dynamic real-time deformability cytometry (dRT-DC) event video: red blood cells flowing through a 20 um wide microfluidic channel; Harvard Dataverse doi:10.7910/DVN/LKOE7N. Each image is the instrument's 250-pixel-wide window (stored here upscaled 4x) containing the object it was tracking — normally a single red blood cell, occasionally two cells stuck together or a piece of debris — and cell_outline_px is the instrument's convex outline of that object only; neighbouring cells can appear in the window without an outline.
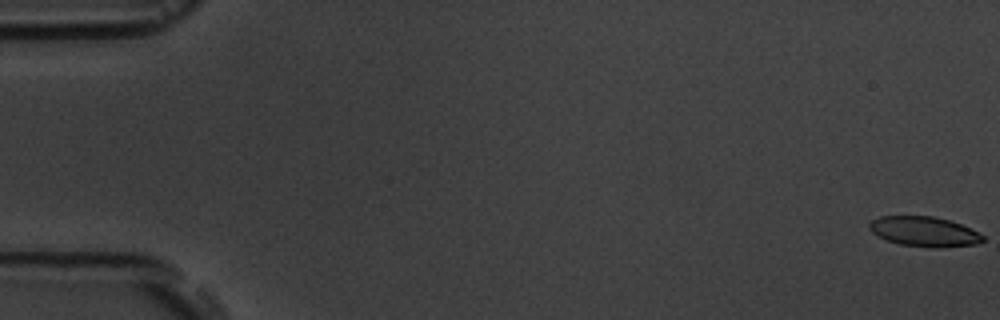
{"species": "common noctule bat (a hibernating species)", "species_latin": "Nyctalus noctula", "temperature_condition": "room temperature", "stored_images_in_passage": 16, "camera_frame_rate_fps": 3000, "um_per_image_px": 0.085, "animal": {"sex": "male", "body_mass_g": 19.5, "forearm_length_mm": 54.6}, "frame": {"image": 1, "passage_image": 1, "time_ms": 0.0, "image_size_px": [1000, 320], "cell_outline_px": [[984, 240], [976, 244], [900, 244], [876, 236], [868, 228], [868, 224], [872, 220], [880, 216], [932, 216], [948, 220], [960, 224], [984, 236]], "centroid_in_image_um": [78.44, 19.61], "position_along_channel_um": 6.6, "area_um2": 18.5}}
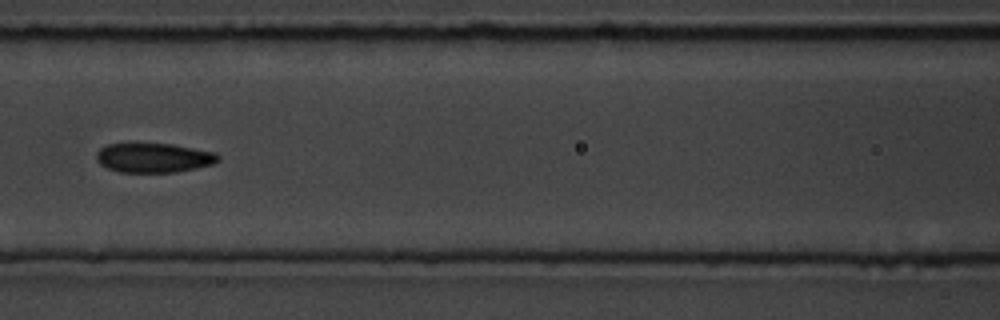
{"frame": {"image": 2, "passage_image": 7, "time_ms": 8.333, "image_size_px": [1000, 320], "cell_outline_px": [[220, 160], [212, 164], [196, 168], [176, 172], [120, 172], [108, 168], [100, 164], [96, 160], [96, 152], [100, 148], [108, 144], [128, 140], [172, 144], [216, 152], [220, 156]], "centroid_in_image_um": [13.01, 13.36], "position_along_channel_um": 153.6, "area_um2": 21.79}}
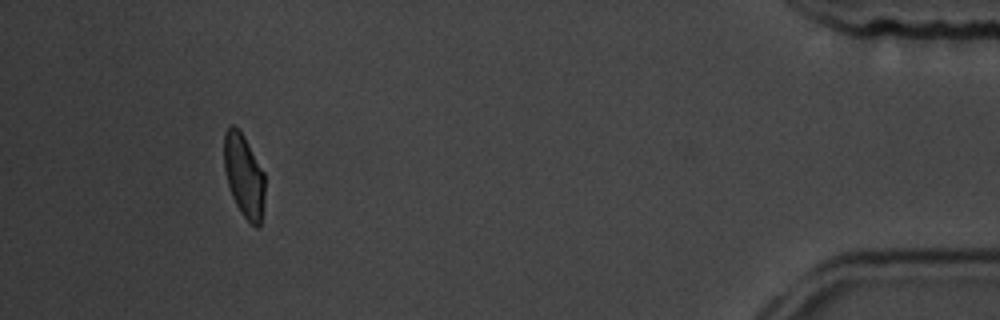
{"frame": {"image": 3, "passage_image": 15, "time_ms": 17.333, "image_size_px": [1000, 320], "cell_outline_px": [[264, 200], [260, 228], [256, 228], [240, 212], [232, 196], [228, 184], [224, 168], [224, 132], [232, 124], [244, 136], [264, 172]], "centroid_in_image_um": [20.74, 14.95], "position_along_channel_um": 414.5, "area_um2": 19.65}, "authors_computed_cell_mechanics": {"area_um2": 21.0103, "velocity_mm_per_s": 3.6283, "shape_relaxation_time_tau1_ms": 3.7004, "shape_relaxation_time_tau2_ms": 1.8188, "deformation_change_tau1": 0.104, "deformation_change_tau2": 0.0515}}